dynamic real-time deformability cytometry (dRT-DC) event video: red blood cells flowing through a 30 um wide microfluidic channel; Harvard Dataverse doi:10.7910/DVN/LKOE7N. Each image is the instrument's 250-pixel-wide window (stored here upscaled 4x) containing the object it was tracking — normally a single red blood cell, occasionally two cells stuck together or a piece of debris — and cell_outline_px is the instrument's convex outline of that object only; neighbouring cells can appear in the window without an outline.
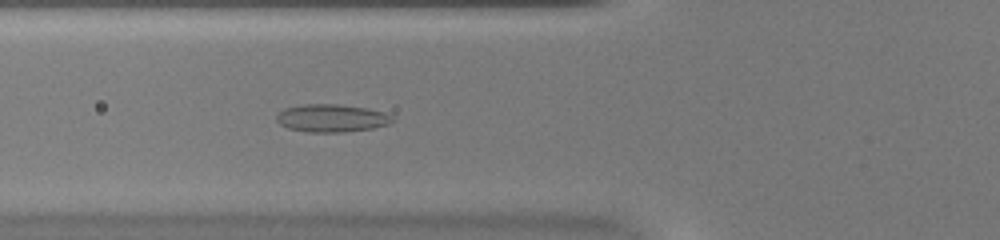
{"species": "common noctule bat (a hibernating species)", "species_latin": "Nyctalus noctula", "temperature_condition": "warm", "stored_images_in_passage": 43, "camera_frame_rate_fps": 3000, "um_per_image_px": 0.085, "animal": {"sex": "female", "body_mass_g": 20.0, "forearm_length_mm": 54.0}, "frame": {"image": 1, "passage_image": 11, "time_ms": 3.333, "image_size_px": [1000, 240], "cell_outline_px": [[392, 120], [388, 124], [372, 128], [344, 132], [308, 132], [288, 128], [280, 124], [276, 120], [276, 116], [284, 108], [304, 104], [340, 104], [368, 108], [384, 112], [392, 116]], "centroid_in_image_um": [28.17, 10.03], "position_along_channel_um": 97.6, "area_um2": 18.73}}
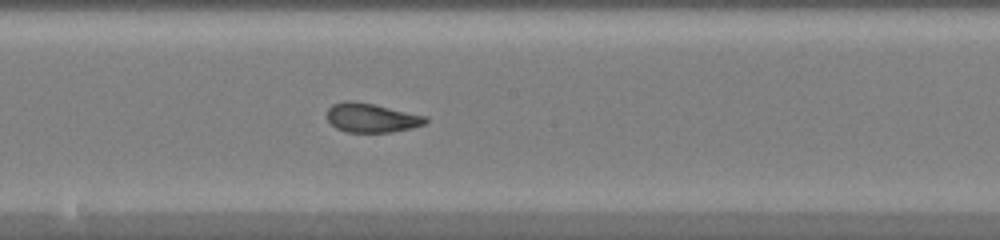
{"frame": {"image": 2, "passage_image": 20, "time_ms": 6.333, "image_size_px": [1000, 240], "cell_outline_px": [[428, 120], [424, 124], [412, 128], [392, 132], [348, 132], [336, 128], [328, 120], [328, 108], [332, 104], [344, 100], [352, 100], [372, 104], [428, 116]], "centroid_in_image_um": [31.58, 10.01], "position_along_channel_um": 216.6, "area_um2": 16.7}}
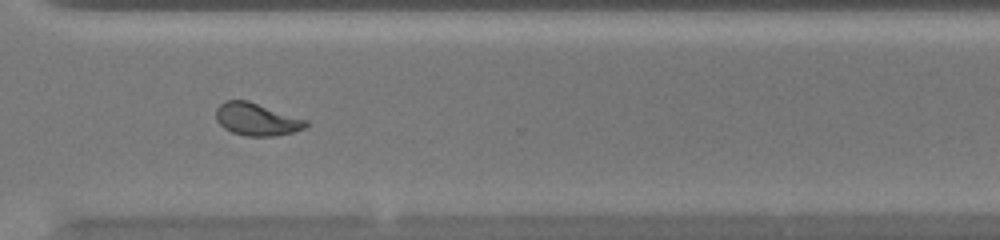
{"frame": {"image": 3, "passage_image": 30, "time_ms": 9.667, "image_size_px": [1000, 240], "cell_outline_px": [[308, 124], [304, 128], [292, 132], [276, 136], [244, 136], [232, 132], [224, 128], [216, 120], [216, 108], [224, 100], [248, 100], [308, 120]], "centroid_in_image_um": [21.8, 10.13], "position_along_channel_um": 348.8, "area_um2": 17.11}, "authors_computed_cell_mechanics": {"area_um2": 17.5134, "velocity_mm_per_s": 3.9678, "shape_relaxation_time_tau1_ms": null, "shape_relaxation_time_tau2_ms": 0.8395, "deformation_change_tau1": null, "deformation_change_tau2": 0.069}}